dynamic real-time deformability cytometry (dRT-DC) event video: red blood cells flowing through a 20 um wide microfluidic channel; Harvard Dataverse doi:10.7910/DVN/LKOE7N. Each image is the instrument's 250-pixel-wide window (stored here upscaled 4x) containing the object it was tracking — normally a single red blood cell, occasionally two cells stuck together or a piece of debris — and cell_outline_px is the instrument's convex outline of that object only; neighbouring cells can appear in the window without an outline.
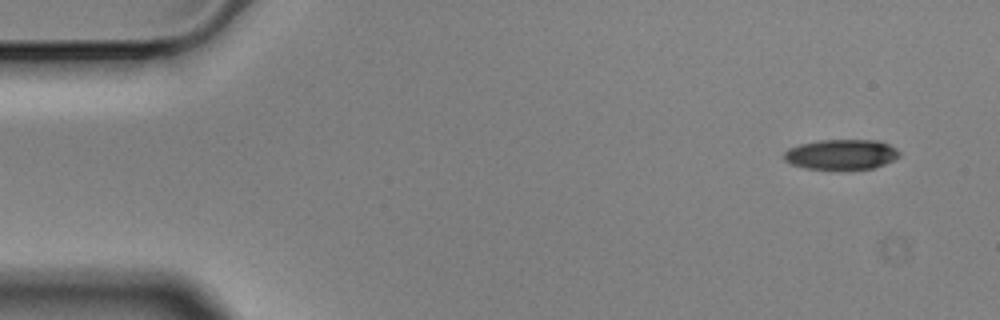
{"species": "Egyptian fruit bat (a non-hibernating species)", "species_latin": "Rousettus aegyptiacus", "temperature_condition": "cold", "stored_images_in_passage": 4, "camera_frame_rate_fps": 3000, "um_per_image_px": 0.085, "animal": {"sex": "male"}, "frame": {"image": 1, "passage_image": 4, "time_ms": 1.0, "image_size_px": [1000, 320], "cell_outline_px": [[900, 156], [884, 164], [872, 168], [840, 172], [804, 168], [792, 164], [784, 160], [784, 152], [788, 148], [800, 144], [820, 140], [876, 140], [888, 144], [896, 148], [900, 152]], "centroid_in_image_um": [71.49, 13.16], "position_along_channel_um": 13.5, "area_um2": 20.92}}